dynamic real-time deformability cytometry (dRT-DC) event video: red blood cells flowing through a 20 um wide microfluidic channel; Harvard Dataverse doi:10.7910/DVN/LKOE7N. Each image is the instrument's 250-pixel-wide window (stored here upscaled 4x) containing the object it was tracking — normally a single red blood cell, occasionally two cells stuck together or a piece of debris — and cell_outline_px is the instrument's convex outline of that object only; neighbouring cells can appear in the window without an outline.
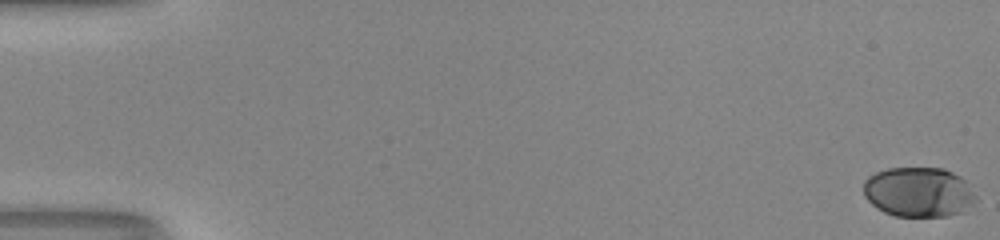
{"species": "human", "species_latin": "Homo sapiens", "temperature_condition": "room temperature", "stored_images_in_passage": 52, "camera_frame_rate_fps": 3000, "um_per_image_px": 0.085, "donor": {"sex": "male"}, "frame": {"image": 1, "passage_image": 1, "time_ms": 0.0, "image_size_px": [1000, 240], "cell_outline_px": [[976, 200], [972, 204], [960, 212], [948, 216], [896, 216], [884, 212], [876, 208], [864, 196], [864, 180], [868, 176], [876, 172], [888, 168], [944, 168], [960, 176], [964, 180], [976, 196]], "centroid_in_image_um": [78.05, 16.32], "position_along_channel_um": 6.9, "area_um2": 32.54}}
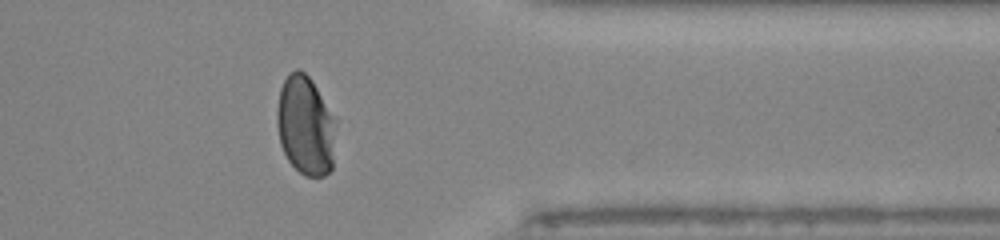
{"frame": {"image": 2, "passage_image": 43, "time_ms": 14.0, "image_size_px": [1000, 240], "cell_outline_px": [[332, 168], [324, 176], [304, 176], [288, 160], [280, 144], [276, 124], [276, 112], [280, 88], [288, 72], [296, 68], [300, 68], [312, 80], [332, 120]], "centroid_in_image_um": [25.86, 10.66], "position_along_channel_um": 385.5, "area_um2": 33.06}}
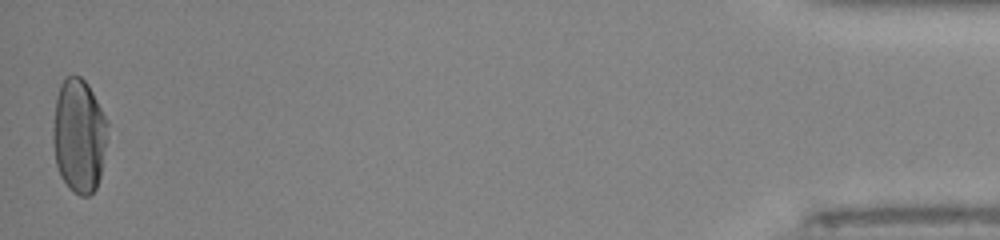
{"frame": {"image": 3, "passage_image": 52, "time_ms": 17.0, "image_size_px": [1000, 240], "cell_outline_px": [[108, 136], [100, 176], [96, 188], [88, 196], [80, 196], [72, 192], [68, 188], [60, 176], [56, 164], [52, 144], [52, 128], [56, 96], [60, 84], [64, 76], [80, 76], [88, 84], [108, 124]], "centroid_in_image_um": [6.69, 11.55], "position_along_channel_um": 428.5, "area_um2": 36.7}, "authors_computed_cell_mechanics": {"area_um2": 34.6511, "velocity_mm_per_s": 4.1351, "shape_relaxation_time_tau1_ms": 3.5245, "shape_relaxation_time_tau2_ms": null, "deformation_change_tau1": 0.1576, "deformation_change_tau2": null}}